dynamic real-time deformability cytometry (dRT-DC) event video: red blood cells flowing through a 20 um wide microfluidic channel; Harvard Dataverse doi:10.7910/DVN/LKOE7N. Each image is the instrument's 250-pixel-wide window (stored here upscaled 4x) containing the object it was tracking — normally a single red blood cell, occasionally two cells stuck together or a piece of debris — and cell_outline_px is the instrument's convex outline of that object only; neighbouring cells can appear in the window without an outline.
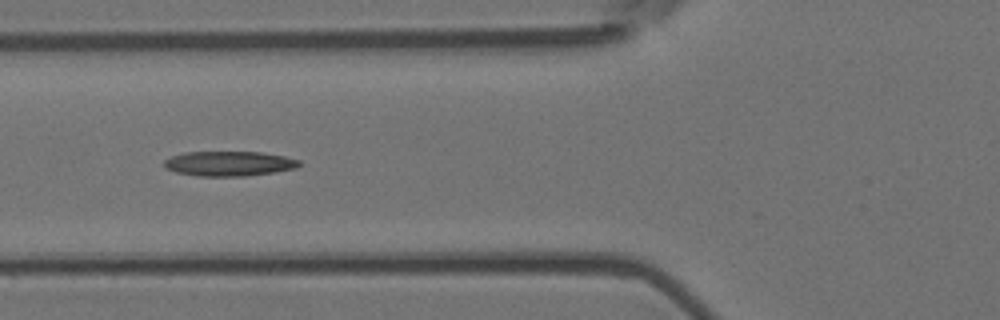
{"species": "Egyptian fruit bat (a non-hibernating species)", "species_latin": "Rousettus aegyptiacus", "temperature_condition": "room temperature", "stored_images_in_passage": 8, "camera_frame_rate_fps": 3000, "um_per_image_px": 0.085, "animal": {"sex": "female"}, "frame": {"image": 1, "passage_image": 5, "time_ms": 1.333, "image_size_px": [1000, 320], "cell_outline_px": [[300, 164], [296, 168], [272, 172], [244, 176], [196, 176], [176, 172], [164, 168], [164, 160], [172, 156], [184, 152], [260, 152], [284, 156], [300, 160]], "centroid_in_image_um": [19.43, 13.9], "position_along_channel_um": 106.4, "area_um2": 19.48}}
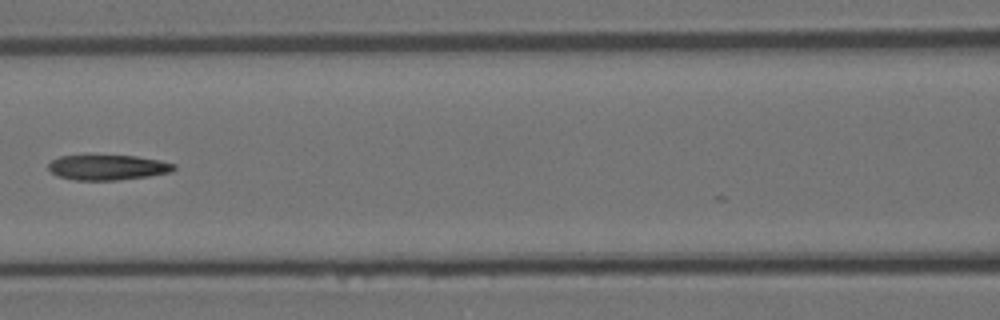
{"frame": {"image": 2, "passage_image": 6, "time_ms": 1.667, "image_size_px": [1000, 320], "cell_outline_px": [[176, 168], [172, 172], [148, 176], [116, 180], [76, 180], [56, 176], [48, 168], [48, 164], [52, 160], [60, 156], [136, 156], [160, 160], [176, 164]], "centroid_in_image_um": [9.17, 14.23], "position_along_channel_um": 157.4, "area_um2": 18.32}}
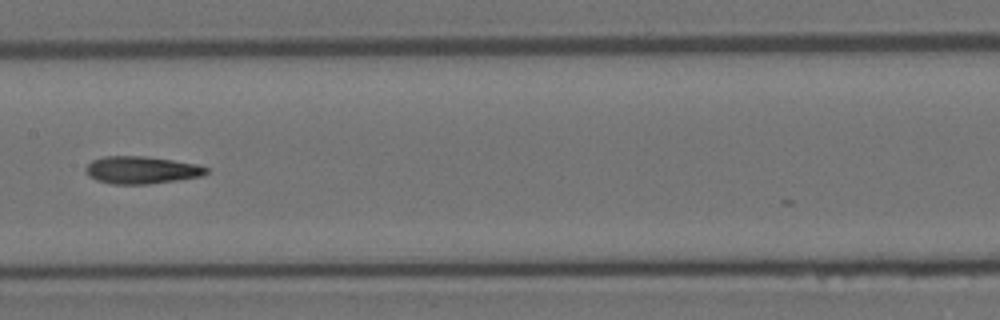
{"frame": {"image": 3, "passage_image": 7, "time_ms": 2.0, "image_size_px": [1000, 320], "cell_outline_px": [[208, 172], [204, 176], [148, 184], [112, 184], [96, 180], [88, 176], [84, 168], [92, 160], [104, 156], [144, 156], [172, 160], [196, 164], [208, 168]], "centroid_in_image_um": [12.01, 14.45], "position_along_channel_um": 195.4, "area_um2": 19.31}}